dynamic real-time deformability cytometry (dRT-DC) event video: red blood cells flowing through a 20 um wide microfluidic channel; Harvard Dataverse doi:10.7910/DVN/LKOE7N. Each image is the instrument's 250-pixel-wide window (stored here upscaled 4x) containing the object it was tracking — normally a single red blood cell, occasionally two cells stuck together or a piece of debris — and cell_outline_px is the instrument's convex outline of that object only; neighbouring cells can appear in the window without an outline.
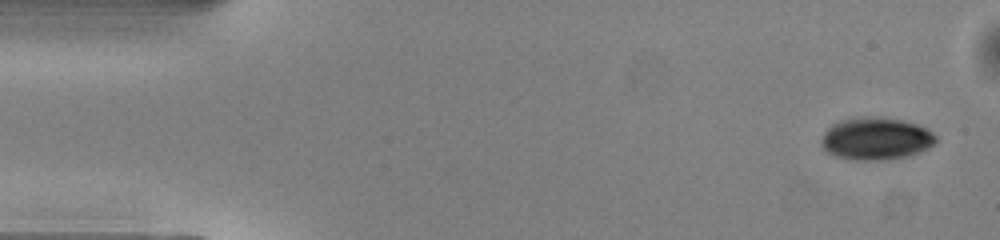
{"species": "common noctule bat (a hibernating species)", "species_latin": "Nyctalus noctula", "temperature_condition": "warm", "stored_images_in_passage": 49, "camera_frame_rate_fps": 3000, "um_per_image_px": 0.085, "animal": {"sex": "male", "body_mass_g": 13.0, "forearm_length_mm": 53.1}, "frame": {"image": 1, "passage_image": 1, "time_ms": 0.0, "image_size_px": [1000, 240], "cell_outline_px": [[936, 140], [928, 148], [920, 152], [908, 156], [888, 160], [848, 160], [836, 156], [828, 152], [820, 144], [820, 140], [824, 132], [832, 124], [840, 120], [852, 116], [872, 116], [904, 120], [928, 128], [936, 136]], "centroid_in_image_um": [74.43, 11.78], "position_along_channel_um": 10.6, "area_um2": 28.78}}
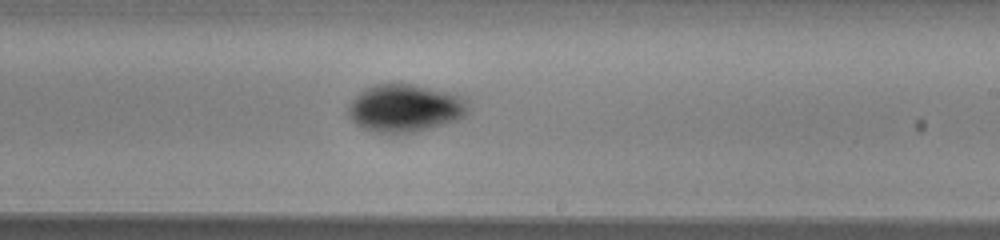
{"frame": {"image": 2, "passage_image": 28, "time_ms": 9.0, "image_size_px": [1000, 240], "cell_outline_px": [[468, 112], [464, 116], [456, 120], [444, 124], [416, 132], [376, 132], [364, 128], [356, 124], [348, 116], [348, 108], [352, 100], [364, 88], [372, 84], [412, 84], [448, 92], [464, 96], [468, 100]], "centroid_in_image_um": [34.44, 9.18], "position_along_channel_um": 254.6, "area_um2": 33.23}}
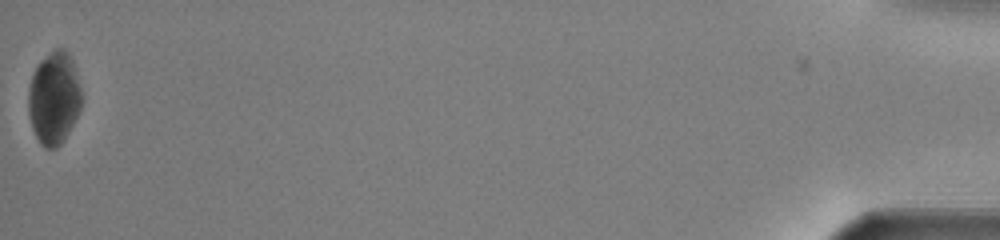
{"frame": {"image": 3, "passage_image": 49, "time_ms": 16.0, "image_size_px": [1000, 240], "cell_outline_px": [[80, 108], [64, 140], [56, 148], [44, 148], [40, 144], [32, 128], [28, 112], [28, 92], [32, 76], [40, 60], [56, 48], [64, 48], [68, 52], [72, 60], [76, 72], [80, 88]], "centroid_in_image_um": [4.57, 8.34], "position_along_channel_um": 430.6, "area_um2": 28.38}, "authors_computed_cell_mechanics": {"area_um2": 29.5358, "velocity_mm_per_s": 4.0472, "shape_relaxation_time_tau1_ms": 1.5821, "shape_relaxation_time_tau2_ms": null, "deformation_change_tau1": 0.0623, "deformation_change_tau2": null}}